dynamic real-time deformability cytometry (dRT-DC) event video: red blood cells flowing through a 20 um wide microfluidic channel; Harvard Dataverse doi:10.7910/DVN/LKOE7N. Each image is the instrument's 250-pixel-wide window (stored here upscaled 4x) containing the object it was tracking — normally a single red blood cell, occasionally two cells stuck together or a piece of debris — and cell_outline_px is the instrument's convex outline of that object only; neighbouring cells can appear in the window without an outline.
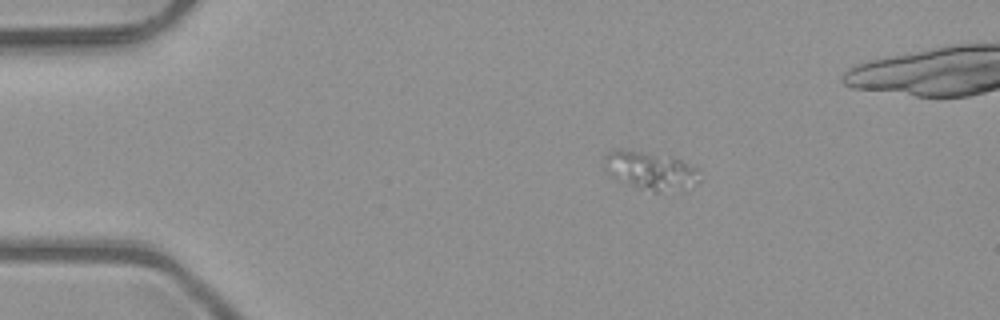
{"species": "common noctule bat (a hibernating species)", "species_latin": "Nyctalus noctula", "temperature_condition": "room temperature", "stored_images_in_passage": 5, "camera_frame_rate_fps": 3000, "um_per_image_px": 0.085, "animal": {"sex": "male", "body_mass_g": 23.1, "forearm_length_mm": 52.7}, "frame": {"image": 1, "passage_image": 1, "time_ms": 0.0, "image_size_px": [1000, 320], "cell_outline_px": [[700, 180], [696, 184], [656, 192], [652, 192], [612, 176], [604, 168], [604, 156], [608, 152], [616, 148], [624, 148], [680, 160], [696, 168]], "centroid_in_image_um": [55.22, 14.46], "position_along_channel_um": 29.8, "area_um2": 20.29}}
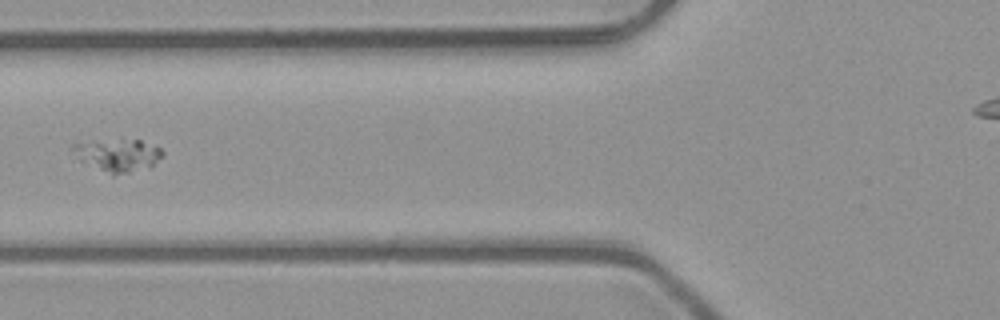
{"frame": {"image": 2, "passage_image": 4, "time_ms": 1.0, "image_size_px": [1000, 320], "cell_outline_px": [[164, 156], [148, 168], [112, 176], [80, 160], [72, 148], [72, 144], [120, 136], [140, 140], [160, 148], [164, 152]], "centroid_in_image_um": [10.04, 13.14], "position_along_channel_um": 115.8, "area_um2": 17.57}}
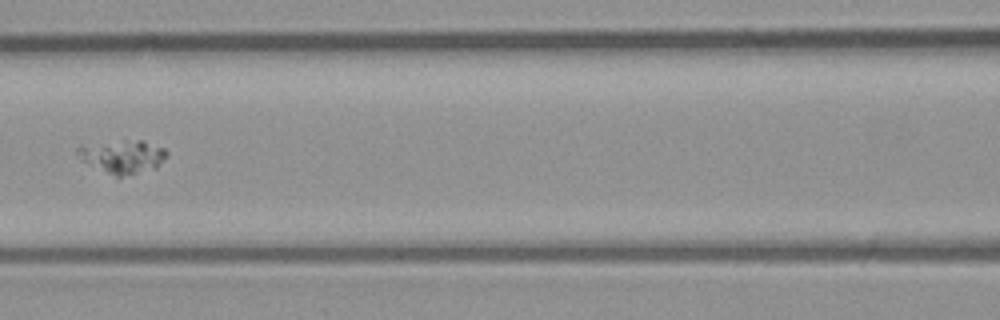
{"frame": {"image": 3, "passage_image": 5, "time_ms": 1.333, "image_size_px": [1000, 320], "cell_outline_px": [[168, 156], [156, 168], [116, 180], [88, 164], [76, 152], [76, 148], [124, 140], [140, 140], [164, 148], [168, 152]], "centroid_in_image_um": [10.48, 13.38], "position_along_channel_um": 156.1, "area_um2": 17.4}}